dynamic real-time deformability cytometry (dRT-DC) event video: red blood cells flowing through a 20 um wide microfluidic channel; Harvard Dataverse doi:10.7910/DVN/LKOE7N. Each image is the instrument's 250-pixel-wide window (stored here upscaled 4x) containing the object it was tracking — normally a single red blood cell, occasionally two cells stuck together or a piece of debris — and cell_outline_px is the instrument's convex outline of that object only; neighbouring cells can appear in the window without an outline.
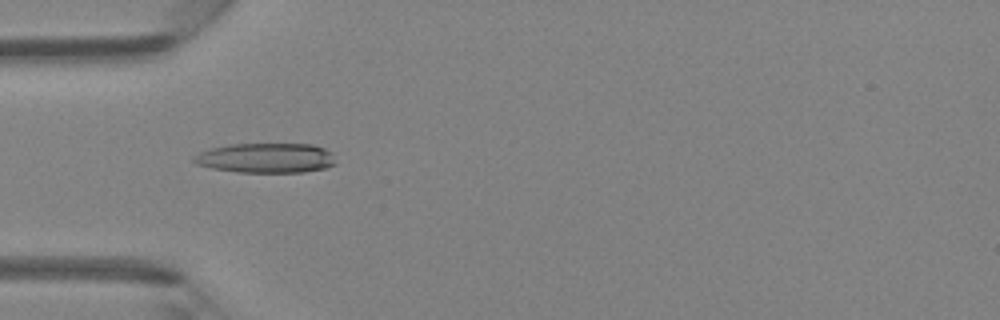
{"species": "Egyptian fruit bat (a non-hibernating species)", "species_latin": "Rousettus aegyptiacus", "temperature_condition": "room temperature", "stored_images_in_passage": 33, "camera_frame_rate_fps": 3000, "um_per_image_px": 0.085, "animal": {"sex": "female"}, "frame": {"image": 1, "passage_image": 1, "time_ms": 0.0, "image_size_px": [1000, 320], "cell_outline_px": [[336, 164], [324, 168], [304, 172], [236, 172], [212, 168], [196, 164], [192, 160], [192, 156], [200, 152], [212, 148], [232, 144], [312, 144], [324, 148], [332, 152]], "centroid_in_image_um": [22.61, 13.43], "position_along_channel_um": 62.4, "area_um2": 24.68}}
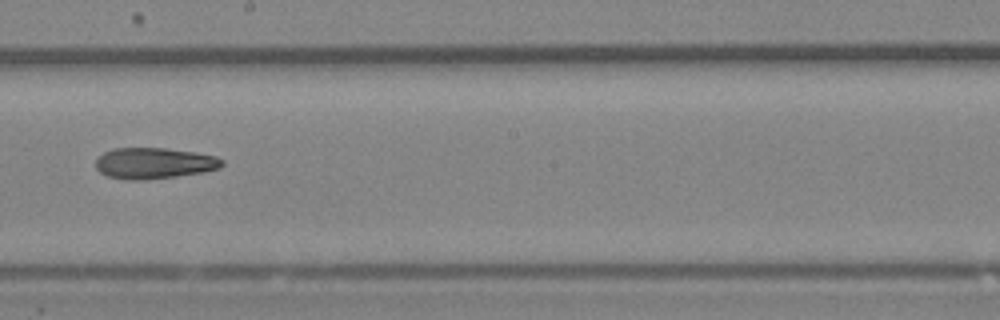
{"frame": {"image": 2, "passage_image": 13, "time_ms": 4.0, "image_size_px": [1000, 320], "cell_outline_px": [[224, 164], [220, 168], [204, 172], [176, 176], [144, 180], [132, 180], [108, 176], [100, 172], [96, 168], [96, 156], [112, 148], [164, 148], [196, 152], [216, 156], [224, 160]], "centroid_in_image_um": [13.1, 13.86], "position_along_channel_um": 235.1, "area_um2": 23.0}}
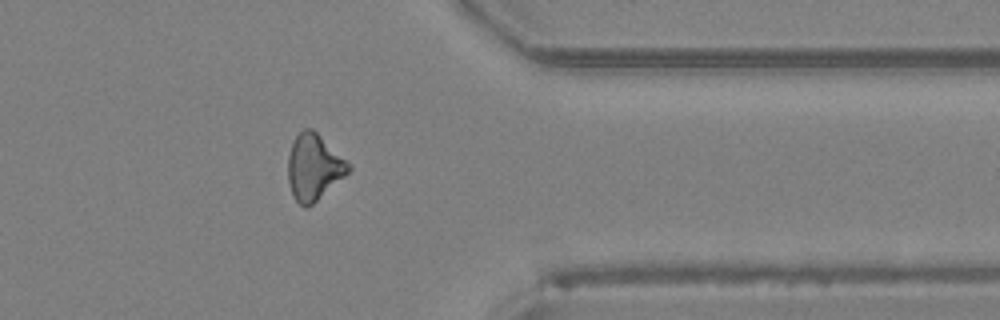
{"frame": {"image": 3, "passage_image": 24, "time_ms": 7.667, "image_size_px": [1000, 320], "cell_outline_px": [[352, 168], [344, 176], [308, 208], [304, 208], [292, 196], [288, 180], [288, 156], [292, 144], [296, 136], [304, 128], [312, 128], [352, 164]], "centroid_in_image_um": [26.68, 14.21], "position_along_channel_um": 384.7, "area_um2": 23.24}}